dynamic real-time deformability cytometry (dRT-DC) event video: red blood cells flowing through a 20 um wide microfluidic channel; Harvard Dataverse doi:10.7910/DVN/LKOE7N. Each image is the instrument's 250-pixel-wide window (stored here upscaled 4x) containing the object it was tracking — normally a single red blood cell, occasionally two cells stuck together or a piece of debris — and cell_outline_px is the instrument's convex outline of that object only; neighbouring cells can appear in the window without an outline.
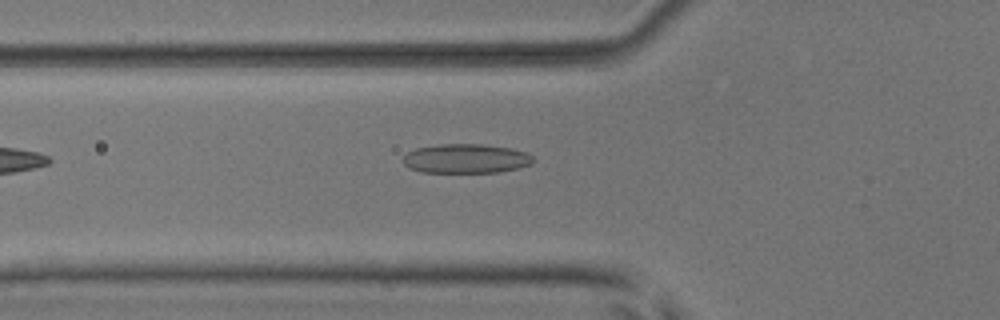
{"species": "common noctule bat (a hibernating species)", "species_latin": "Nyctalus noctula", "temperature_condition": "room temperature", "stored_images_in_passage": 21, "camera_frame_rate_fps": 3000, "um_per_image_px": 0.085, "animal": {"sex": "male", "body_mass_g": 17.9, "forearm_length_mm": 54.2}, "frame": {"image": 1, "passage_image": 2, "time_ms": 0.333, "image_size_px": [1000, 320], "cell_outline_px": [[536, 160], [532, 164], [520, 168], [500, 172], [420, 172], [408, 168], [404, 164], [404, 156], [408, 152], [416, 148], [440, 144], [480, 144], [512, 148], [524, 152], [532, 156]], "centroid_in_image_um": [39.63, 13.48], "position_along_channel_um": 86.2, "area_um2": 22.31}}
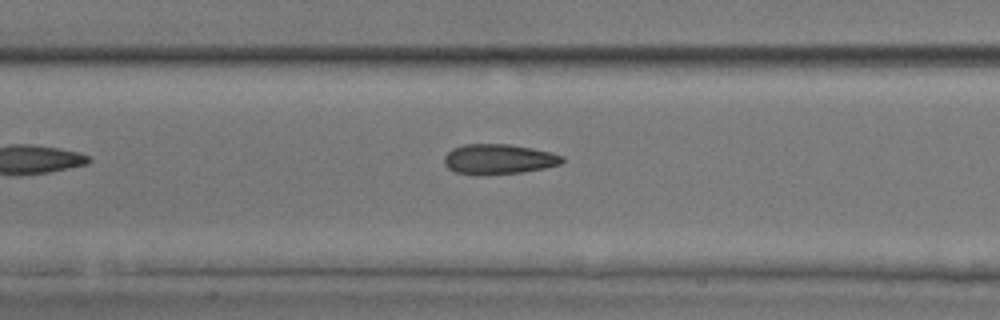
{"frame": {"image": 2, "passage_image": 8, "time_ms": 2.333, "image_size_px": [1000, 320], "cell_outline_px": [[564, 160], [560, 164], [544, 168], [520, 172], [480, 176], [476, 176], [456, 172], [448, 168], [444, 164], [444, 156], [452, 148], [464, 144], [508, 144], [532, 148], [552, 152], [564, 156]], "centroid_in_image_um": [42.36, 13.53], "position_along_channel_um": 165.0, "area_um2": 20.92}}
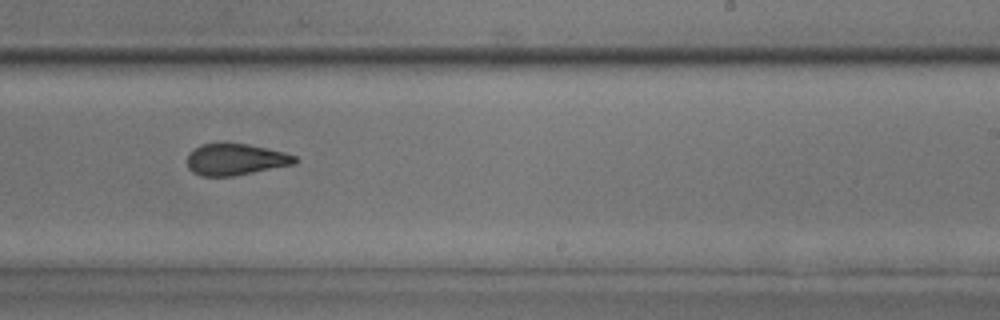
{"frame": {"image": 3, "passage_image": 16, "time_ms": 5.0, "image_size_px": [1000, 320], "cell_outline_px": [[300, 160], [296, 164], [232, 176], [200, 176], [192, 172], [188, 168], [188, 156], [200, 144], [224, 140], [248, 144], [284, 152], [296, 156]], "centroid_in_image_um": [20.03, 13.52], "position_along_channel_um": 269.0, "area_um2": 20.29}}